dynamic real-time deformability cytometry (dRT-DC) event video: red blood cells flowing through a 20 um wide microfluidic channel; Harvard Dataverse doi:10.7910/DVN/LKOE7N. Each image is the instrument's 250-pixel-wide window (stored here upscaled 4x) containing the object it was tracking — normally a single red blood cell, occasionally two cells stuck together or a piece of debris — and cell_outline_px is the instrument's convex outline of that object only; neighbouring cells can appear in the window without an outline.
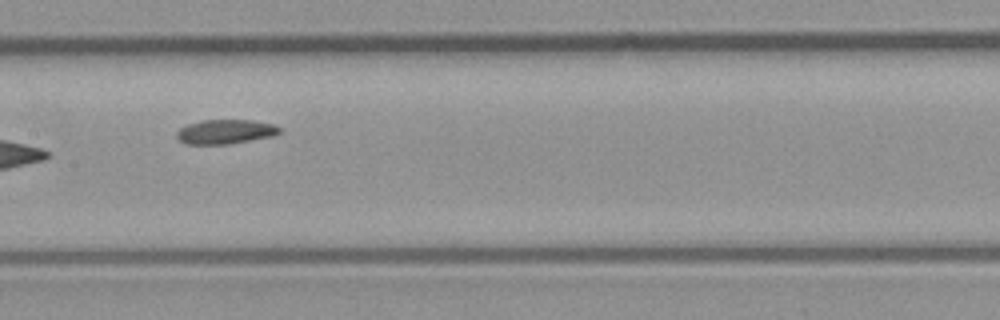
{"species": "common noctule bat (a hibernating species)", "species_latin": "Nyctalus noctula", "temperature_condition": "room temperature", "stored_images_in_passage": 5, "camera_frame_rate_fps": 3000, "um_per_image_px": 0.085, "animal": {"sex": "male", "body_mass_g": 23.1, "forearm_length_mm": 52.7}, "frame": {"image": 1, "passage_image": 4, "time_ms": 1.0, "image_size_px": [1000, 320], "cell_outline_px": [[280, 132], [272, 136], [228, 144], [188, 144], [180, 140], [176, 136], [176, 132], [180, 128], [188, 124], [204, 120], [252, 120], [276, 124], [280, 128]], "centroid_in_image_um": [19.17, 11.19], "position_along_channel_um": 188.2, "area_um2": 14.51}}
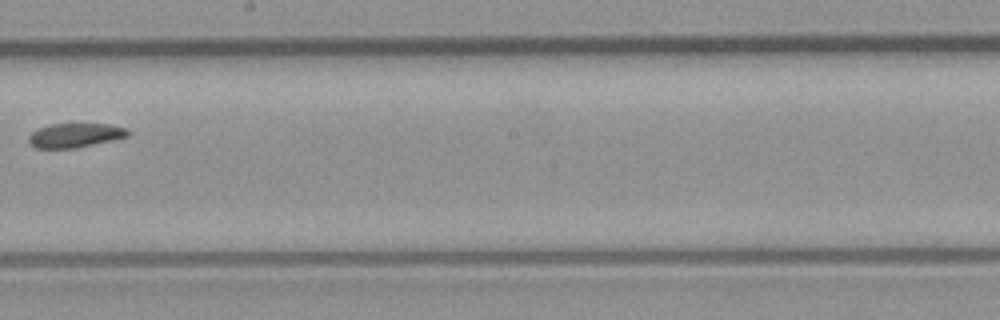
{"frame": {"image": 2, "passage_image": 5, "time_ms": 1.333, "image_size_px": [1000, 320], "cell_outline_px": [[132, 132], [128, 136], [112, 140], [76, 148], [36, 148], [28, 140], [28, 136], [36, 128], [52, 124], [108, 124], [128, 128]], "centroid_in_image_um": [6.4, 11.49], "position_along_channel_um": 241.8, "area_um2": 14.05}}